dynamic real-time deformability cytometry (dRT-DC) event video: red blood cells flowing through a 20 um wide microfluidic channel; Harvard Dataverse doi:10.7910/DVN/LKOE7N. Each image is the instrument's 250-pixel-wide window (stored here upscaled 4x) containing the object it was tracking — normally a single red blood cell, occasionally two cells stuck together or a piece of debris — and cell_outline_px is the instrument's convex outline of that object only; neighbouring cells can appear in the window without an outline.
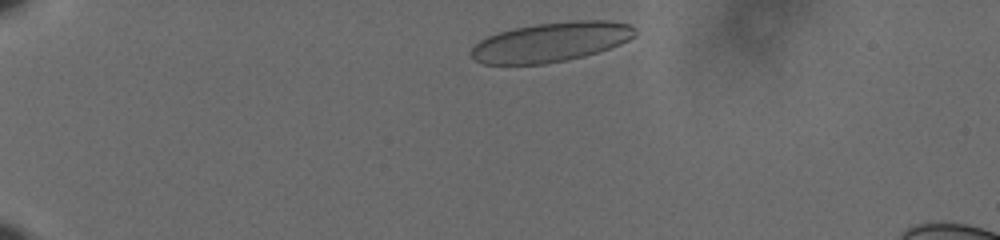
{"species": "human", "species_latin": "Homo sapiens", "temperature_condition": "cold", "stored_images_in_passage": 42, "camera_frame_rate_fps": 3000, "um_per_image_px": 0.085, "donor": {"sex": "male"}, "frame": {"image": 1, "passage_image": 3, "time_ms": 0.667, "image_size_px": [1000, 240], "cell_outline_px": [[636, 36], [620, 44], [584, 56], [544, 64], [484, 64], [476, 60], [468, 52], [480, 40], [488, 36], [500, 32], [516, 28], [536, 24], [572, 20], [608, 20], [628, 24], [636, 28]], "centroid_in_image_um": [46.85, 3.56], "position_along_channel_um": 38.2, "area_um2": 37.57}}
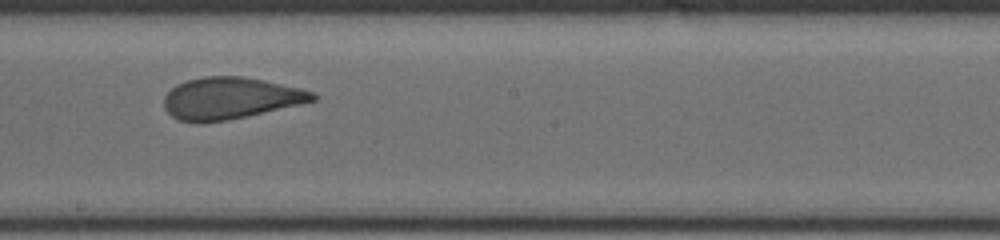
{"frame": {"image": 2, "passage_image": 25, "time_ms": 8.0, "image_size_px": [1000, 240], "cell_outline_px": [[316, 100], [300, 104], [228, 120], [200, 124], [196, 124], [180, 120], [172, 116], [164, 108], [164, 96], [176, 84], [188, 80], [204, 76], [244, 76], [264, 80], [300, 88], [312, 92], [316, 96]], "centroid_in_image_um": [19.53, 8.35], "position_along_channel_um": 228.7, "area_um2": 36.18}}
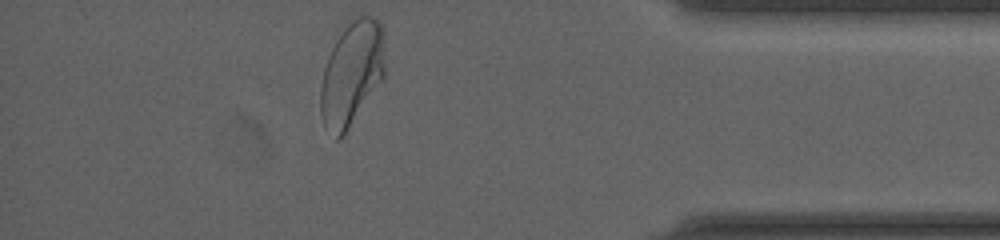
{"frame": {"image": 3, "passage_image": 42, "time_ms": 13.667, "image_size_px": [1000, 240], "cell_outline_px": [[384, 80], [340, 140], [336, 140], [324, 128], [320, 112], [320, 88], [324, 68], [328, 56], [336, 40], [352, 16], [372, 16], [380, 20], [384, 64]], "centroid_in_image_um": [29.88, 6.3], "position_along_channel_um": 405.3, "area_um2": 39.48}, "authors_computed_cell_mechanics": {"area_um2": 37.3966, "velocity_mm_per_s": 3.5844, "shape_relaxation_time_tau1_ms": 7.3513, "shape_relaxation_time_tau2_ms": 0.8173, "deformation_change_tau1": 0.189, "deformation_change_tau2": 0.0857}}